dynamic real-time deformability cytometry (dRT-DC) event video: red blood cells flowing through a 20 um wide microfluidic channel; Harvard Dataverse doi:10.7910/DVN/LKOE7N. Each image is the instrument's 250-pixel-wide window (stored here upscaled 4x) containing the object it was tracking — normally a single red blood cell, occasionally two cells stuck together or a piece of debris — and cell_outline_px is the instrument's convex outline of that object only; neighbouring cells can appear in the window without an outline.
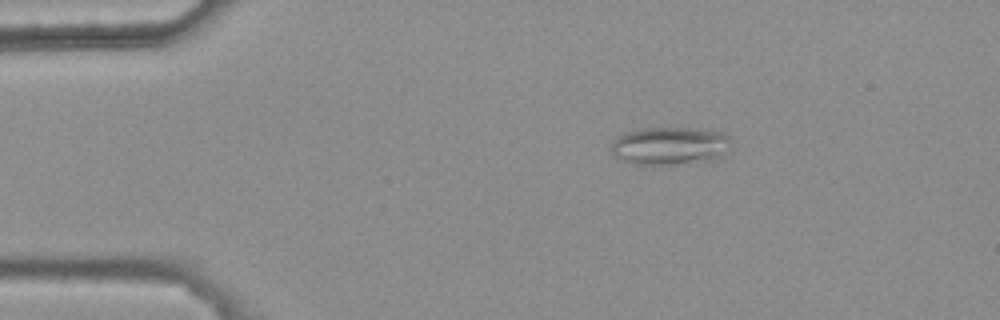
{"species": "common noctule bat (a hibernating species)", "species_latin": "Nyctalus noctula", "temperature_condition": "warm", "stored_images_in_passage": 40, "camera_frame_rate_fps": 3000, "um_per_image_px": 0.085, "animal": {"sex": "female", "body_mass_g": 25.1}, "frame": {"image": 1, "passage_image": 1, "time_ms": 0.0, "image_size_px": [1000, 320], "cell_outline_px": [[732, 144], [724, 152], [712, 160], [676, 164], [636, 164], [624, 160], [616, 156], [608, 148], [616, 136], [640, 128], [692, 128], [724, 132], [732, 136]], "centroid_in_image_um": [56.95, 12.37], "position_along_channel_um": 28.0, "area_um2": 26.59}}
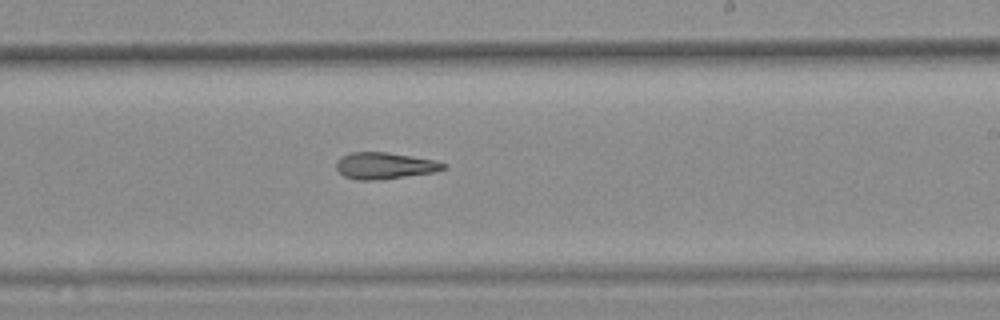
{"frame": {"image": 2, "passage_image": 24, "time_ms": 7.667, "image_size_px": [1000, 320], "cell_outline_px": [[448, 168], [436, 172], [384, 180], [356, 180], [344, 176], [336, 168], [336, 160], [340, 156], [348, 152], [388, 152], [436, 160], [448, 164]], "centroid_in_image_um": [32.73, 14.09], "position_along_channel_um": 256.3, "area_um2": 17.11}}
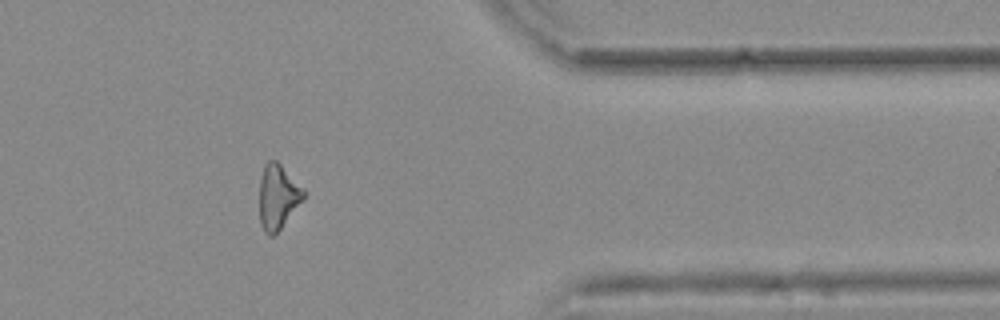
{"frame": {"image": 3, "passage_image": 36, "time_ms": 11.667, "image_size_px": [1000, 320], "cell_outline_px": [[304, 196], [280, 228], [272, 236], [268, 236], [264, 232], [260, 224], [260, 176], [264, 164], [268, 160], [276, 160], [304, 188]], "centroid_in_image_um": [23.58, 16.69], "position_along_channel_um": 387.8, "area_um2": 16.3}, "authors_computed_cell_mechanics": {"area_um2": 16.9065, "velocity_mm_per_s": 3.7364, "shape_relaxation_time_tau1_ms": null, "shape_relaxation_time_tau2_ms": 9.3167, "deformation_change_tau1": null, "deformation_change_tau2": 0.235}}